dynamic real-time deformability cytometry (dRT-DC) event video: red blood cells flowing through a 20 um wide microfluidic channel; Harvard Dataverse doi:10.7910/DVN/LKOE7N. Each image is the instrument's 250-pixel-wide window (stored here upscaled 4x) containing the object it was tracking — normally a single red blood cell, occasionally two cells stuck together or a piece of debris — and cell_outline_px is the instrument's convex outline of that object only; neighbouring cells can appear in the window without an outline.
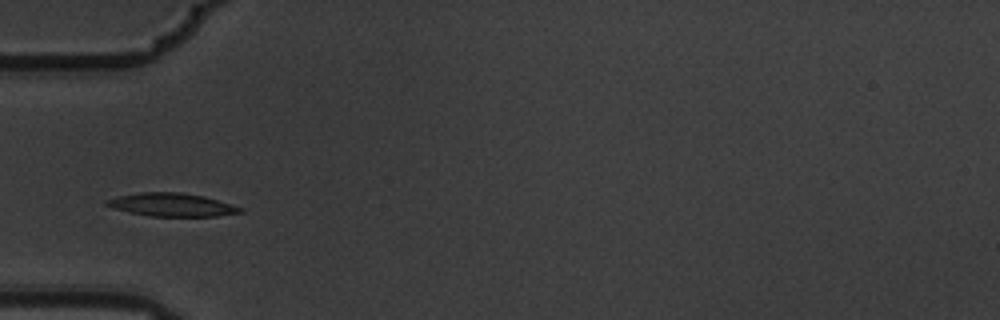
{"species": "common noctule bat (a hibernating species)", "species_latin": "Nyctalus noctula", "temperature_condition": "warm", "stored_images_in_passage": 1, "camera_frame_rate_fps": 3000, "um_per_image_px": 0.085, "animal": {"sex": "male", "body_mass_g": 19.5, "forearm_length_mm": 54.6}, "frame": {"image": 1, "passage_image": 1, "time_ms": 0.0, "image_size_px": [1000, 320], "cell_outline_px": [[244, 212], [216, 216], [148, 216], [112, 208], [104, 204], [104, 200], [116, 196], [140, 192], [180, 192], [204, 196], [244, 208]], "centroid_in_image_um": [14.57, 17.4], "position_along_channel_um": 70.4, "area_um2": 18.15}}